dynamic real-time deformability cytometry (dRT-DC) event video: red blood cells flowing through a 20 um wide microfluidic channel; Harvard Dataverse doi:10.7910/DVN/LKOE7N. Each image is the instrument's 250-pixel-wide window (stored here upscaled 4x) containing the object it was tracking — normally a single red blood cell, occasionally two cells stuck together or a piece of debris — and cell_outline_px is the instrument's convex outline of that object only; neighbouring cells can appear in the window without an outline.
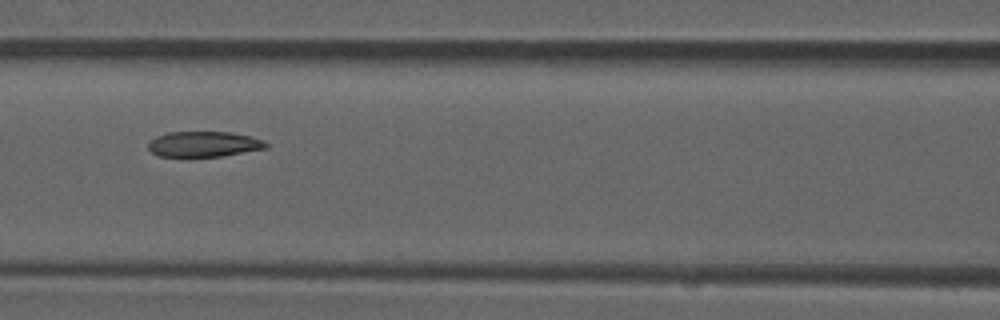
{"species": "common noctule bat (a hibernating species)", "species_latin": "Nyctalus noctula", "temperature_condition": "room temperature", "stored_images_in_passage": 6, "camera_frame_rate_fps": 3000, "um_per_image_px": 0.085, "animal": {"sex": "male", "forearm_length_mm": 52.5}, "frame": {"image": 1, "passage_image": 5, "time_ms": 1.333, "image_size_px": [1000, 320], "cell_outline_px": [[268, 148], [224, 156], [156, 156], [148, 148], [148, 140], [156, 136], [168, 132], [232, 132], [252, 136], [264, 140], [268, 144]], "centroid_in_image_um": [17.34, 12.24], "position_along_channel_um": 149.3, "area_um2": 17.69}}
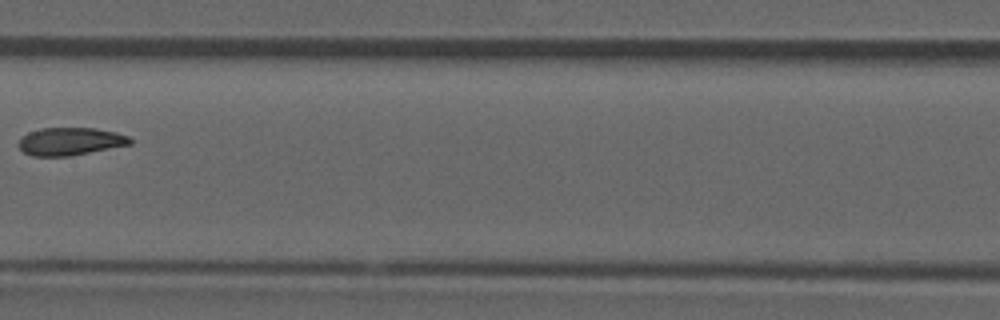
{"frame": {"image": 2, "passage_image": 6, "time_ms": 1.667, "image_size_px": [1000, 320], "cell_outline_px": [[132, 144], [72, 156], [32, 156], [24, 152], [20, 148], [20, 140], [28, 132], [40, 128], [96, 128], [116, 132], [128, 136], [132, 140]], "centroid_in_image_um": [6.01, 12.02], "position_along_channel_um": 201.4, "area_um2": 18.03}}